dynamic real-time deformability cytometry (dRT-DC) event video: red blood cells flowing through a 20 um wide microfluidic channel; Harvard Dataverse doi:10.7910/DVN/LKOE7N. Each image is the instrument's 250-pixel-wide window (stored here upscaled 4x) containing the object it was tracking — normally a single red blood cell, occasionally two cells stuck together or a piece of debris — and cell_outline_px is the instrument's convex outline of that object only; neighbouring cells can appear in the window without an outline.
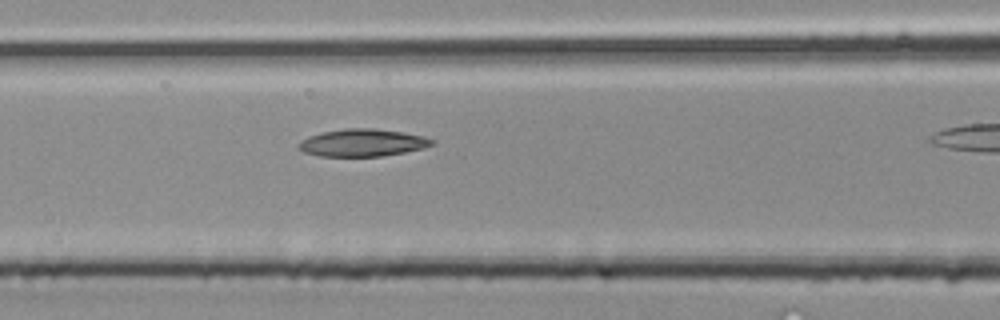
{"species": "common noctule bat (a hibernating species)", "species_latin": "Nyctalus noctula", "temperature_condition": "room temperature", "stored_images_in_passage": 27, "camera_frame_rate_fps": 3000, "um_per_image_px": 0.085, "animal": {"sex": "male", "body_mass_g": 20.4}, "frame": {"image": 1, "passage_image": 12, "time_ms": 3.667, "image_size_px": [1000, 320], "cell_outline_px": [[436, 144], [424, 148], [404, 152], [380, 156], [316, 156], [304, 152], [296, 148], [296, 144], [300, 140], [308, 136], [320, 132], [344, 128], [376, 128], [404, 132], [424, 136], [436, 140]], "centroid_in_image_um": [30.79, 12.12], "position_along_channel_um": 135.8, "area_um2": 21.73}}
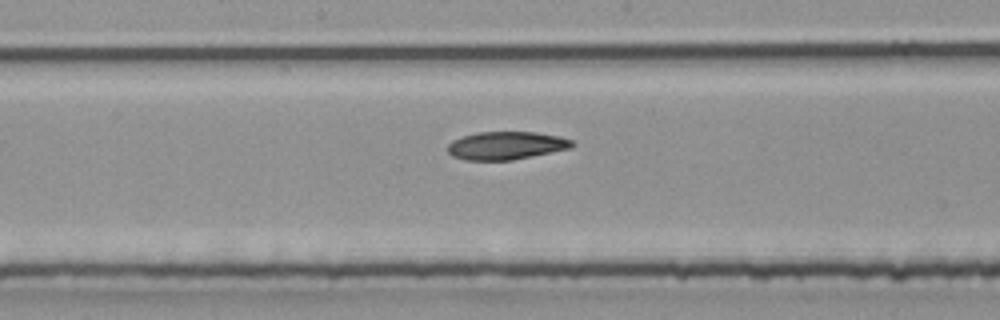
{"frame": {"image": 2, "passage_image": 16, "time_ms": 5.0, "image_size_px": [1000, 320], "cell_outline_px": [[576, 144], [572, 148], [512, 160], [464, 160], [452, 156], [448, 152], [448, 144], [452, 140], [460, 136], [476, 132], [536, 132], [560, 136], [572, 140]], "centroid_in_image_um": [43.02, 12.36], "position_along_channel_um": 205.2, "area_um2": 20.52}}